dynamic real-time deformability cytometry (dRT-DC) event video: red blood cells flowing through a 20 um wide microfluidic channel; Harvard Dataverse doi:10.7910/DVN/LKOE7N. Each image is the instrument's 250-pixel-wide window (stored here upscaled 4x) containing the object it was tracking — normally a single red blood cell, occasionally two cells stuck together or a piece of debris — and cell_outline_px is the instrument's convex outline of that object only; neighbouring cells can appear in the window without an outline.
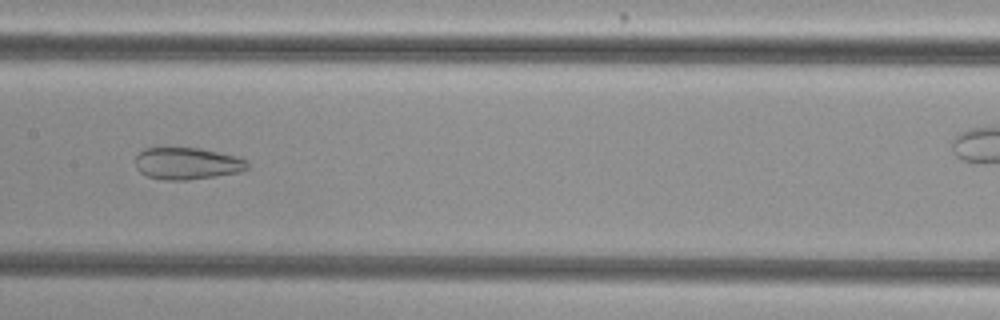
{"species": "common noctule bat (a hibernating species)", "species_latin": "Nyctalus noctula", "temperature_condition": "cold", "stored_images_in_passage": 53, "camera_frame_rate_fps": 3000, "um_per_image_px": 0.085, "animal": {"sex": "female", "body_mass_g": 29.2, "forearm_length_mm": 56.3}, "frame": {"image": 1, "passage_image": 26, "time_ms": 8.333, "image_size_px": [1000, 320], "cell_outline_px": [[248, 168], [240, 172], [216, 176], [188, 180], [164, 180], [148, 176], [140, 172], [136, 168], [136, 156], [144, 148], [200, 148], [240, 156], [248, 160]], "centroid_in_image_um": [15.95, 13.89], "position_along_channel_um": 191.4, "area_um2": 21.04}}
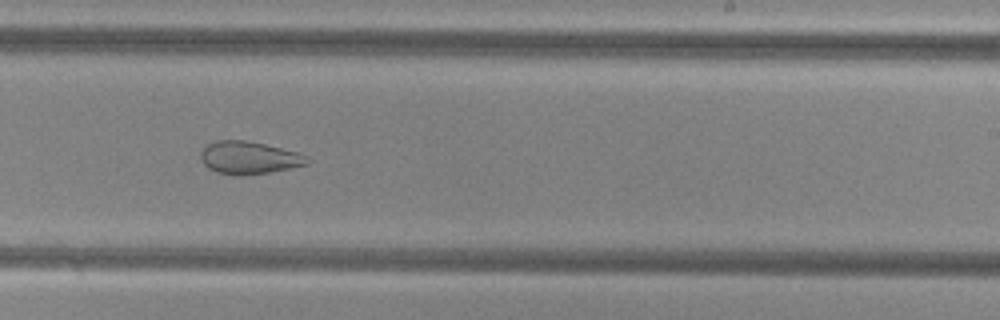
{"frame": {"image": 2, "passage_image": 32, "time_ms": 10.333, "image_size_px": [1000, 320], "cell_outline_px": [[312, 160], [308, 164], [268, 172], [240, 176], [216, 172], [208, 168], [204, 164], [200, 156], [200, 152], [208, 144], [216, 140], [244, 140], [264, 144], [300, 152], [308, 156]], "centroid_in_image_um": [21.19, 13.4], "position_along_channel_um": 267.8, "area_um2": 20.29}}
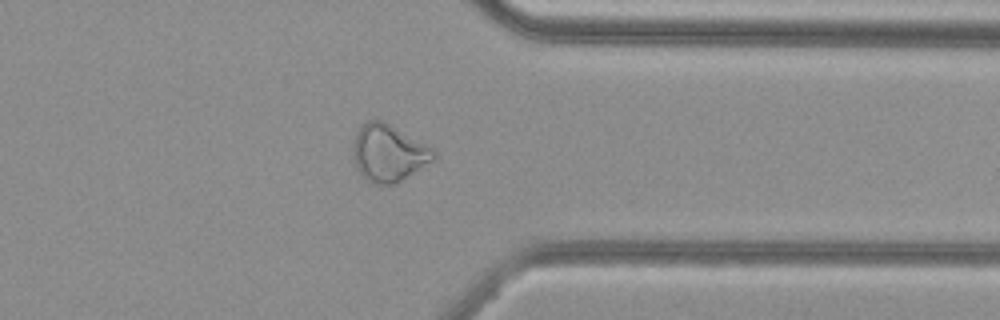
{"frame": {"image": 3, "passage_image": 41, "time_ms": 13.333, "image_size_px": [1000, 320], "cell_outline_px": [[436, 160], [396, 184], [376, 184], [368, 180], [356, 168], [352, 152], [352, 148], [356, 132], [368, 120], [380, 120], [436, 148]], "centroid_in_image_um": [33.08, 13.02], "position_along_channel_um": 378.3, "area_um2": 26.93}, "authors_computed_cell_mechanics": {"area_um2": 29.2468, "velocity_mm_per_s": 3.8196, "shape_relaxation_time_tau1_ms": null, "shape_relaxation_time_tau2_ms": 2.6235, "deformation_change_tau1": null, "deformation_change_tau2": 0.1077}}